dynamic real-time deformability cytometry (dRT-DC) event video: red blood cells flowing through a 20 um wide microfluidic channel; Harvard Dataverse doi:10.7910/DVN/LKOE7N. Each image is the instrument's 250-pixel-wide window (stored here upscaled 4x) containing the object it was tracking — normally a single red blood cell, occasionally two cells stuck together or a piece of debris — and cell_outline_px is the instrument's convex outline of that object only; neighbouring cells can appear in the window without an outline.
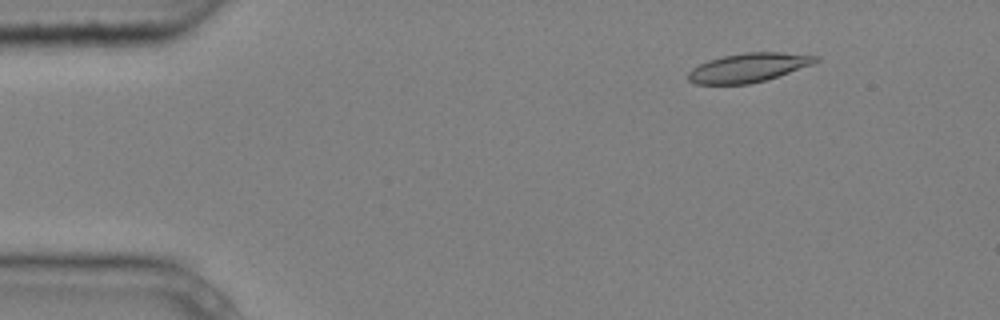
{"species": "common noctule bat (a hibernating species)", "species_latin": "Nyctalus noctula", "temperature_condition": "cold", "stored_images_in_passage": 9, "camera_frame_rate_fps": 3000, "um_per_image_px": 0.085, "animal": {"sex": "male", "body_mass_g": 20.4}, "frame": {"image": 1, "passage_image": 2, "time_ms": 0.333, "image_size_px": [1000, 320], "cell_outline_px": [[820, 60], [812, 64], [764, 80], [748, 84], [696, 84], [688, 80], [688, 72], [692, 68], [708, 60], [724, 56], [744, 52], [780, 52], [820, 56]], "centroid_in_image_um": [63.6, 5.74], "position_along_channel_um": 21.4, "area_um2": 21.27}}
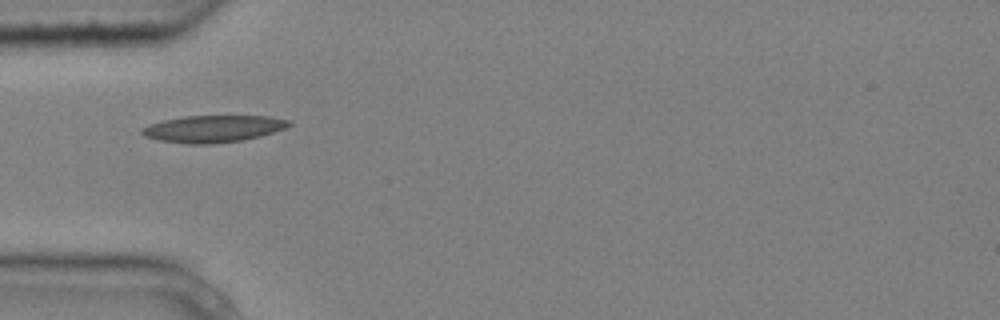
{"frame": {"image": 2, "passage_image": 4, "time_ms": 1.0, "image_size_px": [1000, 320], "cell_outline_px": [[292, 124], [284, 128], [260, 136], [240, 140], [212, 144], [188, 144], [160, 140], [144, 136], [140, 132], [140, 128], [148, 124], [164, 120], [184, 116], [268, 116], [292, 120]], "centroid_in_image_um": [18.09, 10.94], "position_along_channel_um": 66.9, "area_um2": 23.06}}
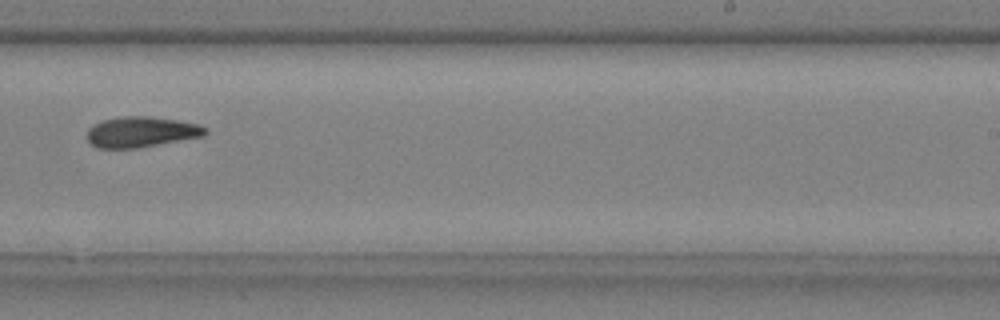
{"frame": {"image": 3, "passage_image": 9, "time_ms": 2.667, "image_size_px": [1000, 320], "cell_outline_px": [[208, 132], [204, 136], [140, 148], [96, 148], [88, 140], [88, 128], [92, 124], [104, 120], [124, 116], [148, 116], [176, 120], [196, 124], [208, 128]], "centroid_in_image_um": [12.01, 11.22], "position_along_channel_um": 277.0, "area_um2": 21.1}}